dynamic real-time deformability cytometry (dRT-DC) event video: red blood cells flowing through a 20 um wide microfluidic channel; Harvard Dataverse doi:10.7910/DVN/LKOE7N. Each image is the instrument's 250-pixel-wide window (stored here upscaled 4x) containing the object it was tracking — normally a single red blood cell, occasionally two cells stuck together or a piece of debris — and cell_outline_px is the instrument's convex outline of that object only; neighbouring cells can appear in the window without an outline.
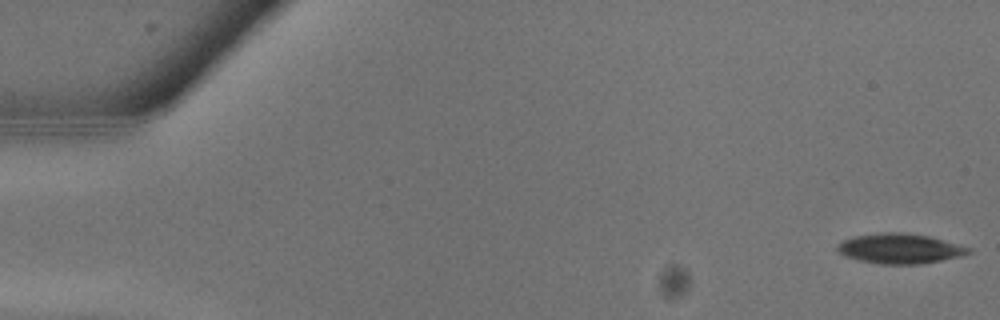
{"species": "common noctule bat (a hibernating species)", "species_latin": "Nyctalus noctula", "temperature_condition": "warm", "stored_images_in_passage": 15, "camera_frame_rate_fps": 3000, "um_per_image_px": 0.085, "animal": {"sex": "male", "body_mass_g": 13.3}, "frame": {"image": 1, "passage_image": 1, "time_ms": 0.0, "image_size_px": [1000, 320], "cell_outline_px": [[972, 252], [964, 256], [920, 264], [880, 264], [856, 260], [844, 256], [836, 252], [836, 244], [852, 236], [880, 232], [900, 232], [928, 236], [972, 248]], "centroid_in_image_um": [76.45, 21.13], "position_along_channel_um": 8.6, "area_um2": 23.24}}
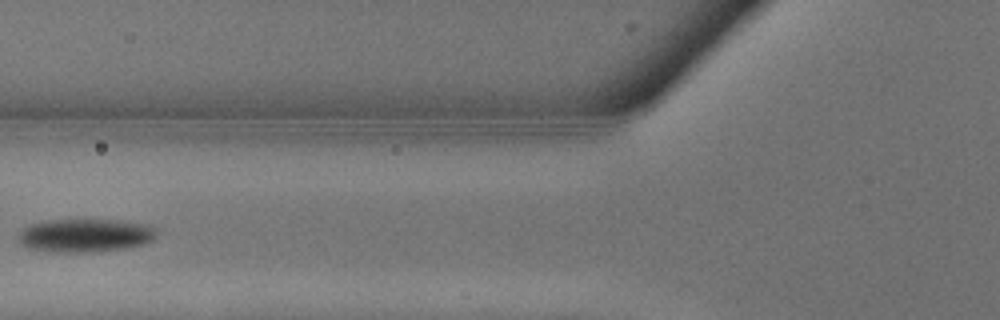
{"frame": {"image": 2, "passage_image": 11, "time_ms": 3.333, "image_size_px": [1000, 320], "cell_outline_px": [[156, 236], [152, 240], [144, 244], [128, 248], [76, 252], [64, 252], [28, 248], [20, 244], [20, 232], [24, 228], [32, 224], [48, 220], [120, 220], [144, 224], [156, 228]], "centroid_in_image_um": [7.28, 20.0], "position_along_channel_um": 118.5, "area_um2": 26.41}}
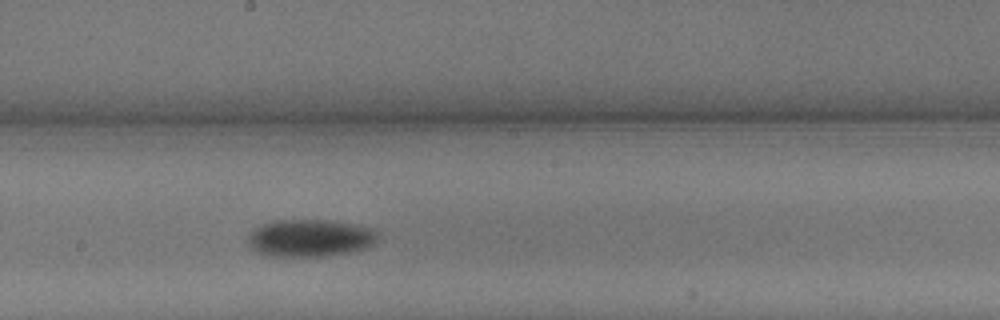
{"frame": {"image": 3, "passage_image": 15, "time_ms": 4.667, "image_size_px": [1000, 320], "cell_outline_px": [[380, 236], [368, 248], [348, 252], [324, 256], [276, 256], [256, 252], [248, 248], [244, 240], [256, 228], [264, 224], [276, 220], [336, 220], [360, 224], [376, 228], [380, 232]], "centroid_in_image_um": [26.41, 20.22], "position_along_channel_um": 221.8, "area_um2": 28.9}}